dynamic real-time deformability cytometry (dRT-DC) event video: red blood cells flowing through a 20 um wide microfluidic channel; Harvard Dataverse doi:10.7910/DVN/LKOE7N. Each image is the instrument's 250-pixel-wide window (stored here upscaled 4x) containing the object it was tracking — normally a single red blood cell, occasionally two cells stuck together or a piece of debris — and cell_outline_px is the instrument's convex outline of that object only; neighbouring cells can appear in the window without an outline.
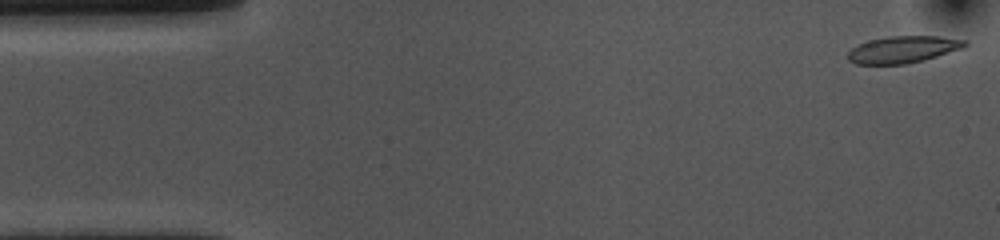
{"species": "common noctule bat (a hibernating species)", "species_latin": "Nyctalus noctula", "temperature_condition": "cold", "stored_images_in_passage": 54, "camera_frame_rate_fps": 3000, "um_per_image_px": 0.085, "animal": {"sex": "female", "body_mass_g": 10.0, "forearm_length_mm": 53.1}, "frame": {"image": 1, "passage_image": 1, "time_ms": 0.0, "image_size_px": [1000, 240], "cell_outline_px": [[968, 44], [960, 48], [924, 60], [904, 64], [856, 64], [848, 60], [848, 52], [852, 48], [860, 44], [872, 40], [888, 36], [940, 36], [968, 40]], "centroid_in_image_um": [76.76, 4.2], "position_along_channel_um": 8.2, "area_um2": 18.09}}
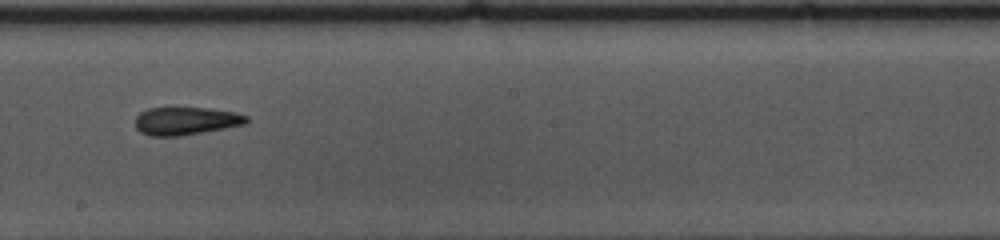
{"frame": {"image": 2, "passage_image": 29, "time_ms": 9.333, "image_size_px": [1000, 240], "cell_outline_px": [[248, 124], [180, 136], [152, 136], [140, 132], [136, 128], [136, 116], [140, 112], [148, 108], [208, 108], [236, 112], [248, 116]], "centroid_in_image_um": [15.82, 10.28], "position_along_channel_um": 232.4, "area_um2": 18.15}}
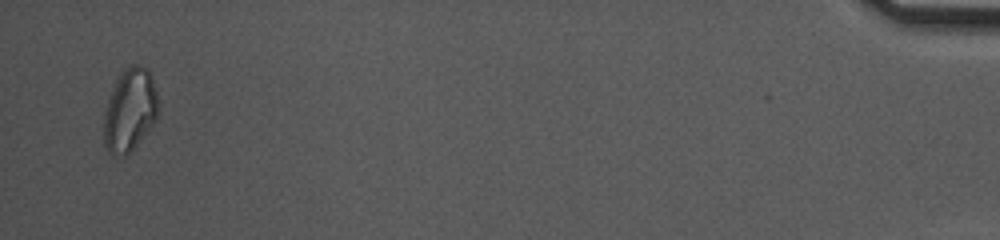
{"frame": {"image": 3, "passage_image": 53, "time_ms": 17.333, "image_size_px": [1000, 240], "cell_outline_px": [[160, 104], [156, 116], [152, 124], [136, 144], [124, 156], [112, 156], [108, 152], [104, 144], [104, 112], [108, 100], [116, 80], [120, 72], [128, 64], [140, 64], [152, 76]], "centroid_in_image_um": [11.03, 9.32], "position_along_channel_um": 424.2, "area_um2": 26.18}, "authors_computed_cell_mechanics": {"area_um2": 18.6694, "velocity_mm_per_s": 3.5514, "shape_relaxation_time_tau1_ms": 7.225, "shape_relaxation_time_tau2_ms": 8.2578, "deformation_change_tau1": 0.172, "deformation_change_tau2": 0.1658}}